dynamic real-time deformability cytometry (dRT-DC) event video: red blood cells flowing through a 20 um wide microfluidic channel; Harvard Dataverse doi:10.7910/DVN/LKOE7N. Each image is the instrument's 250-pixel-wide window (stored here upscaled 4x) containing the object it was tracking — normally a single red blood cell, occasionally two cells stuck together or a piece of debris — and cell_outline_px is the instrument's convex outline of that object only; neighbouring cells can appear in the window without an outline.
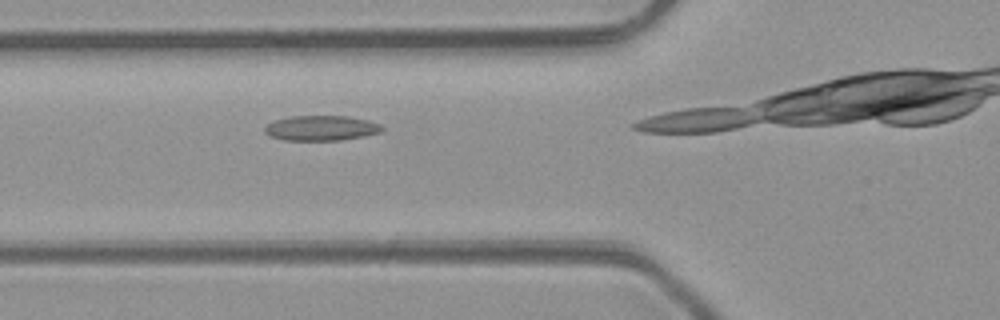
{"species": "common noctule bat (a hibernating species)", "species_latin": "Nyctalus noctula", "temperature_condition": "room temperature", "stored_images_in_passage": 5, "camera_frame_rate_fps": 3000, "um_per_image_px": 0.085, "animal": {"sex": "male", "body_mass_g": 23.1, "forearm_length_mm": 52.7}, "frame": {"image": 1, "passage_image": 3, "time_ms": 3.333, "image_size_px": [1000, 320], "cell_outline_px": [[384, 128], [380, 132], [364, 136], [340, 140], [284, 140], [272, 136], [264, 132], [264, 128], [268, 124], [276, 120], [292, 116], [348, 116], [368, 120], [380, 124]], "centroid_in_image_um": [27.32, 10.88], "position_along_channel_um": 98.5, "area_um2": 16.99}}